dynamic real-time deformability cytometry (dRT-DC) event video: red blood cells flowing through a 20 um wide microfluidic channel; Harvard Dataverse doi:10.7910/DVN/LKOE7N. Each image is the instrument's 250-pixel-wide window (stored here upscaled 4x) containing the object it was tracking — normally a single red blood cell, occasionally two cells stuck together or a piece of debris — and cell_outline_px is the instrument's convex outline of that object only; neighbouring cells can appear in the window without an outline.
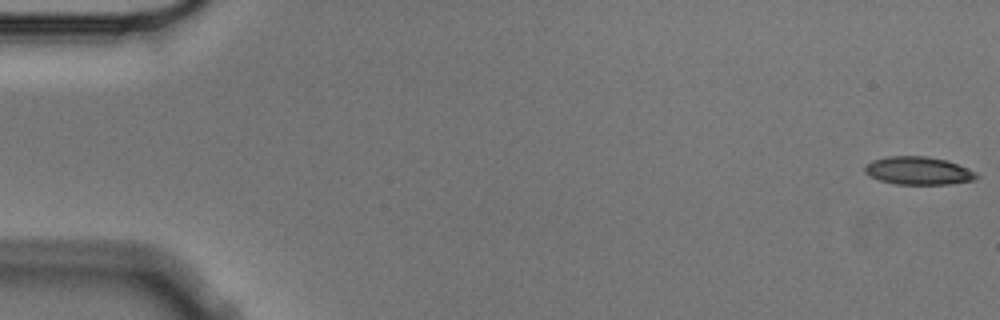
{"species": "Egyptian fruit bat (a non-hibernating species)", "species_latin": "Rousettus aegyptiacus", "temperature_condition": "cold", "stored_images_in_passage": 5, "camera_frame_rate_fps": 3000, "um_per_image_px": 0.085, "animal": {"sex": "male"}, "frame": {"image": 1, "passage_image": 1, "time_ms": 0.0, "image_size_px": [1000, 320], "cell_outline_px": [[980, 176], [976, 180], [948, 184], [896, 184], [880, 180], [864, 172], [864, 164], [872, 160], [888, 156], [928, 156], [948, 160], [968, 168], [976, 172]], "centroid_in_image_um": [78.09, 14.5], "position_along_channel_um": 6.9, "area_um2": 18.38}}
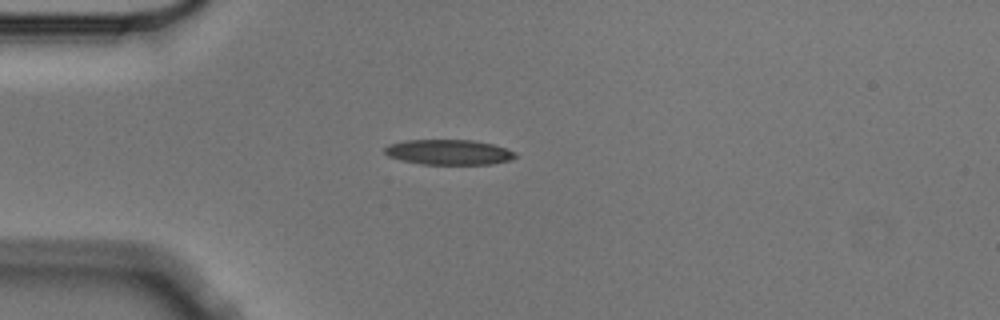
{"frame": {"image": 2, "passage_image": 5, "time_ms": 1.333, "image_size_px": [1000, 320], "cell_outline_px": [[520, 156], [508, 160], [492, 164], [424, 164], [400, 160], [388, 156], [384, 152], [384, 148], [388, 144], [404, 140], [472, 140], [492, 144], [516, 152]], "centroid_in_image_um": [38.13, 12.93], "position_along_channel_um": 46.9, "area_um2": 19.19}}